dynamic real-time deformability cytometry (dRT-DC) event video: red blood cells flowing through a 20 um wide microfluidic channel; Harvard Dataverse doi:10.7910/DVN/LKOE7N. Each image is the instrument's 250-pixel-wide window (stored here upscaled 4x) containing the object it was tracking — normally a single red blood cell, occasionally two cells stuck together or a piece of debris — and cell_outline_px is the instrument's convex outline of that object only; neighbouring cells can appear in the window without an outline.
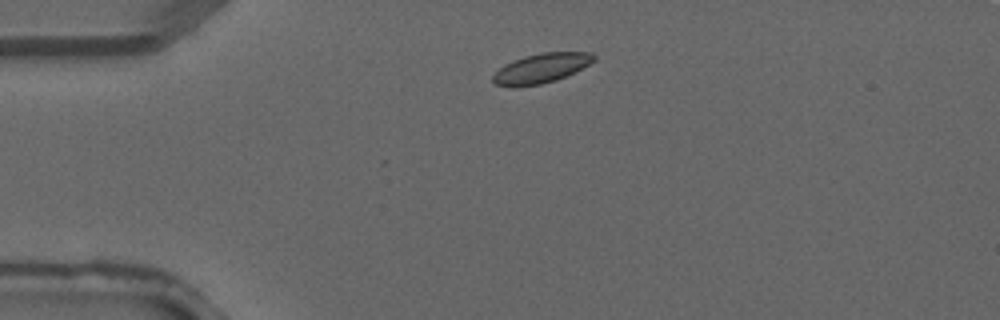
{"species": "common noctule bat (a hibernating species)", "species_latin": "Nyctalus noctula", "temperature_condition": "warm", "stored_images_in_passage": 2, "camera_frame_rate_fps": 3000, "um_per_image_px": 0.085, "animal": {"sex": "male", "forearm_length_mm": 52.5}, "frame": {"image": 1, "passage_image": 1, "time_ms": 0.0, "image_size_px": [1000, 320], "cell_outline_px": [[596, 60], [556, 80], [540, 84], [516, 88], [496, 84], [492, 80], [492, 76], [504, 64], [524, 56], [540, 52], [592, 52], [596, 56]], "centroid_in_image_um": [45.97, 5.8], "position_along_channel_um": 39.0, "area_um2": 17.34}}
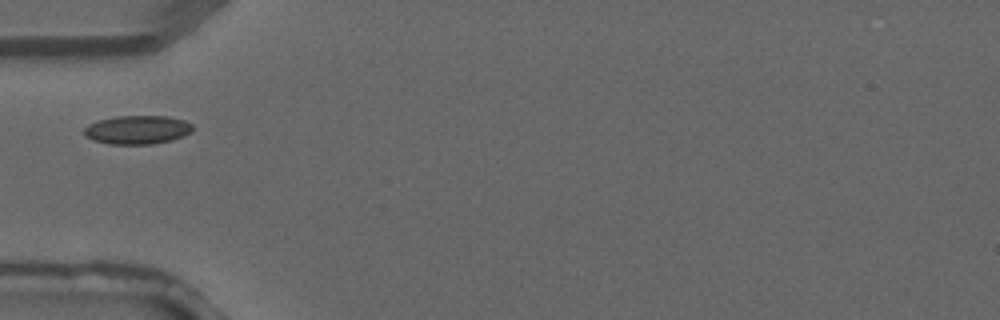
{"frame": {"image": 2, "passage_image": 2, "time_ms": 0.333, "image_size_px": [1000, 320], "cell_outline_px": [[192, 132], [184, 136], [172, 140], [152, 144], [108, 144], [92, 140], [84, 136], [84, 128], [88, 124], [96, 120], [116, 116], [168, 116], [184, 120], [192, 124]], "centroid_in_image_um": [11.65, 11.03], "position_along_channel_um": 73.3, "area_um2": 18.38}}